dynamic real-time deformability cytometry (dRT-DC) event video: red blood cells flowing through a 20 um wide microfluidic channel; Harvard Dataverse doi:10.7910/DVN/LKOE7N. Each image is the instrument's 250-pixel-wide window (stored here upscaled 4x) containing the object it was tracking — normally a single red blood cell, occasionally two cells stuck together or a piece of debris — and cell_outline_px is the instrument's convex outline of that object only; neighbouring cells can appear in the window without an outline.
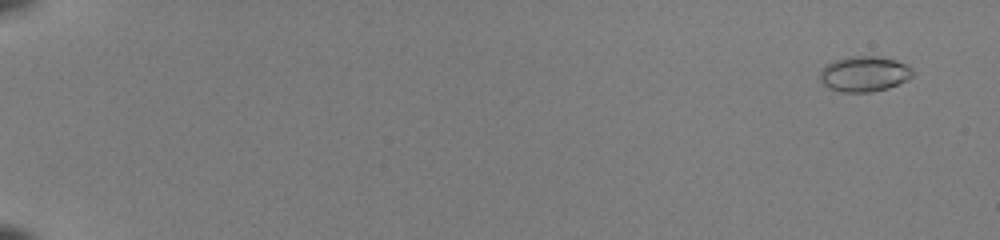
{"species": "common noctule bat (a hibernating species)", "species_latin": "Nyctalus noctula", "temperature_condition": "room temperature", "stored_images_in_passage": 54, "camera_frame_rate_fps": 3000, "um_per_image_px": 0.085, "animal": {"sex": "female", "body_mass_g": 22.0, "forearm_length_mm": 56.7}, "frame": {"image": 1, "passage_image": 4, "time_ms": 1.0, "image_size_px": [1000, 240], "cell_outline_px": [[912, 76], [908, 80], [888, 88], [872, 92], [840, 92], [828, 88], [820, 80], [820, 72], [828, 64], [836, 60], [848, 56], [876, 56], [896, 60], [912, 68]], "centroid_in_image_um": [73.47, 6.29], "position_along_channel_um": 11.5, "area_um2": 19.07}}
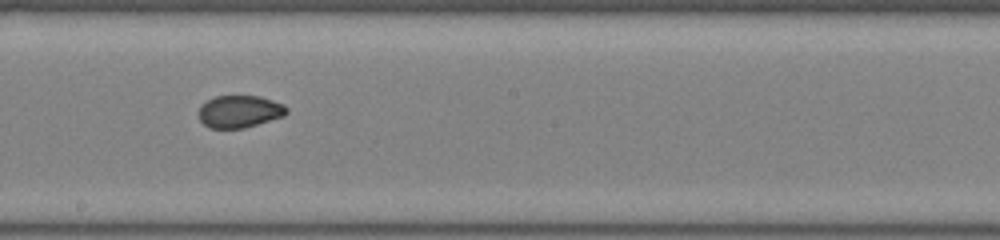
{"frame": {"image": 2, "passage_image": 34, "time_ms": 11.0, "image_size_px": [1000, 240], "cell_outline_px": [[288, 112], [284, 116], [244, 128], [208, 128], [200, 120], [200, 104], [216, 96], [260, 96], [284, 104], [288, 108]], "centroid_in_image_um": [20.38, 9.47], "position_along_channel_um": 227.8, "area_um2": 16.53}}
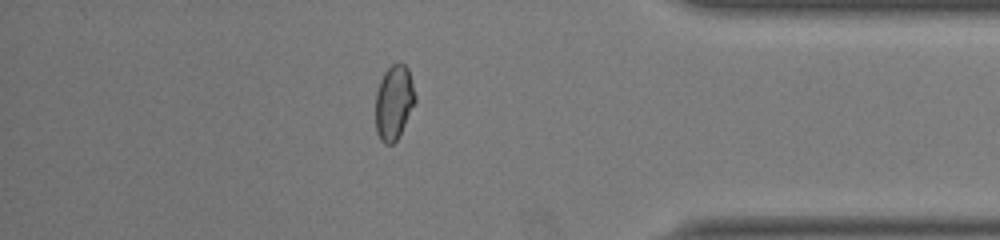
{"frame": {"image": 3, "passage_image": 48, "time_ms": 15.667, "image_size_px": [1000, 240], "cell_outline_px": [[416, 100], [396, 140], [392, 144], [384, 144], [380, 140], [376, 132], [376, 92], [380, 80], [384, 72], [392, 64], [404, 64], [408, 68], [416, 96]], "centroid_in_image_um": [33.47, 8.7], "position_along_channel_um": 401.7, "area_um2": 16.99}}